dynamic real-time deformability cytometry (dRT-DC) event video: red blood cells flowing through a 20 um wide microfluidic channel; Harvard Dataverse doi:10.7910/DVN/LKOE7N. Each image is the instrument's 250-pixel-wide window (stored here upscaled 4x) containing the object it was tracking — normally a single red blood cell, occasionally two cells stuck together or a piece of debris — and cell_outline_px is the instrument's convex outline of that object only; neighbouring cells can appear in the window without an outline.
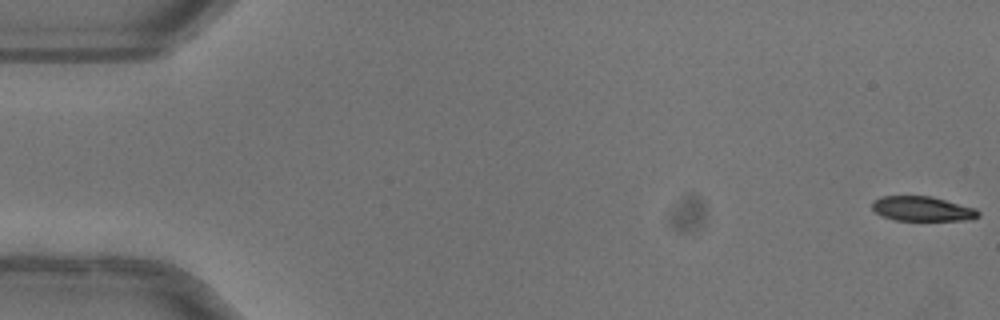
{"species": "common noctule bat (a hibernating species)", "species_latin": "Nyctalus noctula", "temperature_condition": "warm", "stored_images_in_passage": 52, "camera_frame_rate_fps": 3000, "um_per_image_px": 0.085, "animal": {"sex": "female"}, "frame": {"image": 1, "passage_image": 1, "time_ms": 0.0, "image_size_px": [1000, 320], "cell_outline_px": [[980, 216], [972, 220], [896, 220], [884, 216], [876, 212], [872, 208], [872, 200], [880, 196], [932, 196], [976, 208], [980, 212]], "centroid_in_image_um": [78.43, 17.74], "position_along_channel_um": 6.6, "area_um2": 15.37}}
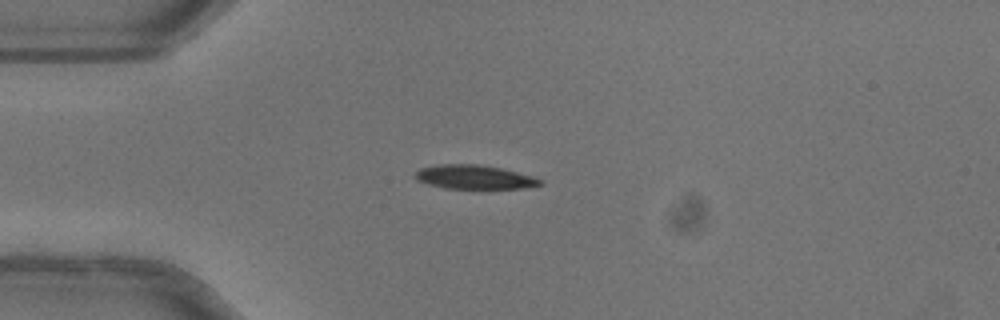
{"frame": {"image": 2, "passage_image": 14, "time_ms": 4.333, "image_size_px": [1000, 320], "cell_outline_px": [[544, 184], [524, 188], [444, 188], [428, 184], [416, 180], [412, 176], [412, 172], [420, 168], [440, 164], [480, 164], [500, 168], [536, 176], [544, 180]], "centroid_in_image_um": [40.31, 15.04], "position_along_channel_um": 44.7, "area_um2": 17.74}}
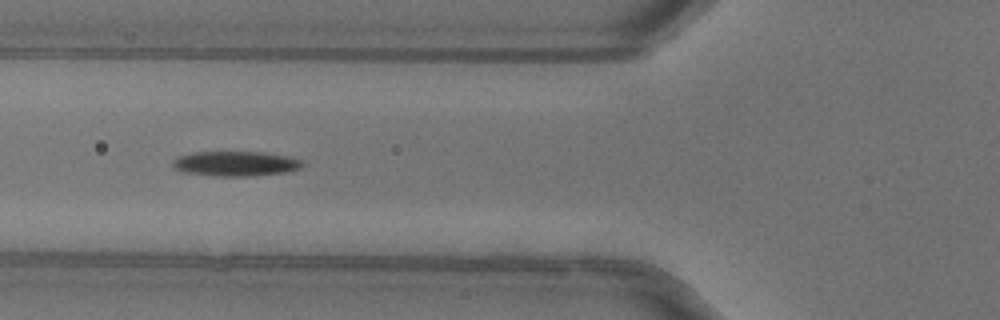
{"frame": {"image": 3, "passage_image": 20, "time_ms": 6.333, "image_size_px": [1000, 320], "cell_outline_px": [[304, 164], [300, 168], [288, 172], [248, 176], [212, 176], [184, 172], [172, 168], [172, 160], [180, 156], [192, 152], [264, 152], [292, 156], [304, 160]], "centroid_in_image_um": [20.06, 13.91], "position_along_channel_um": 105.7, "area_um2": 19.13}, "authors_computed_cell_mechanics": {"area_um2": 18.3515, "velocity_mm_per_s": 4.0573, "shape_relaxation_time_tau1_ms": 4.4145, "shape_relaxation_time_tau2_ms": null, "deformation_change_tau1": 0.1772, "deformation_change_tau2": null}}